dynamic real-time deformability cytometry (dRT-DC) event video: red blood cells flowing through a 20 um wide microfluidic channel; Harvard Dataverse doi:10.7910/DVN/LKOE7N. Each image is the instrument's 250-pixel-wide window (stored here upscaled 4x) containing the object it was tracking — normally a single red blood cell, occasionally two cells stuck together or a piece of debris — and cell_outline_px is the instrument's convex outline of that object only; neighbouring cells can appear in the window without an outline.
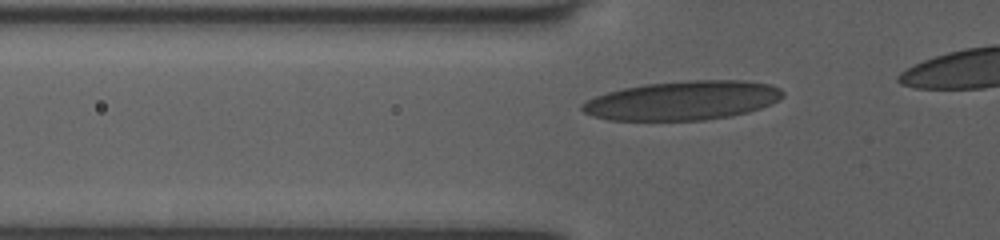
{"species": "human", "species_latin": "Homo sapiens", "temperature_condition": "room temperature", "stored_images_in_passage": 10, "segment_of_instrument_passage": [1, 2], "camera_frame_rate_fps": 3000, "um_per_image_px": 0.085, "donor": {"sex": "female"}, "frame": {"image": 1, "passage_image": 7, "time_ms": 2.0, "image_size_px": [1000, 240], "cell_outline_px": [[784, 96], [780, 100], [772, 104], [748, 112], [728, 116], [704, 120], [608, 120], [592, 116], [584, 112], [580, 108], [580, 104], [596, 96], [608, 92], [624, 88], [644, 84], [688, 80], [744, 80], [772, 84], [780, 88], [784, 92]], "centroid_in_image_um": [58.06, 8.53], "position_along_channel_um": 67.7, "area_um2": 45.89}}